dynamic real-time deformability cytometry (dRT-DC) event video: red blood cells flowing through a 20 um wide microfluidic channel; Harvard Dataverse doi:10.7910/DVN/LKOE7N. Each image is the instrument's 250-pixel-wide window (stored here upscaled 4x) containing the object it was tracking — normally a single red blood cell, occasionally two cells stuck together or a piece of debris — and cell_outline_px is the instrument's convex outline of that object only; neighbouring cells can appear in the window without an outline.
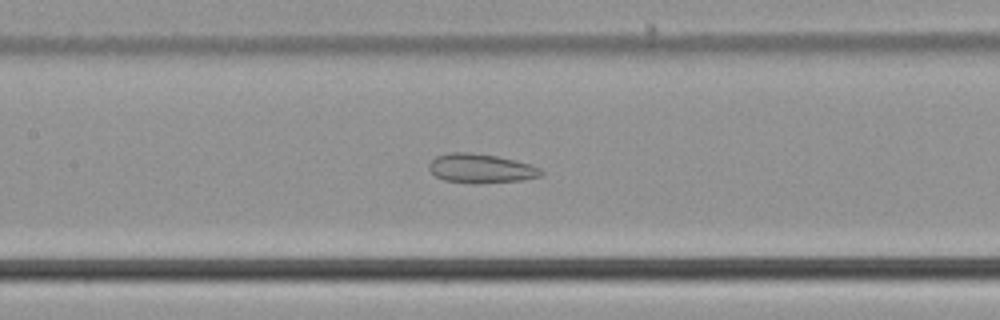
{"species": "common noctule bat (a hibernating species)", "species_latin": "Nyctalus noctula", "temperature_condition": "cold", "stored_images_in_passage": 45, "camera_frame_rate_fps": 3000, "um_per_image_px": 0.085, "animal": {"sex": "male", "body_mass_g": 21.5, "forearm_length_mm": 52.0}, "frame": {"image": 1, "passage_image": 16, "time_ms": 5.0, "image_size_px": [1000, 320], "cell_outline_px": [[544, 176], [520, 180], [476, 184], [472, 184], [444, 180], [436, 176], [428, 168], [428, 164], [436, 156], [452, 152], [468, 152], [496, 156], [516, 160], [540, 168], [544, 172]], "centroid_in_image_um": [40.88, 14.32], "position_along_channel_um": 166.5, "area_um2": 19.13}}
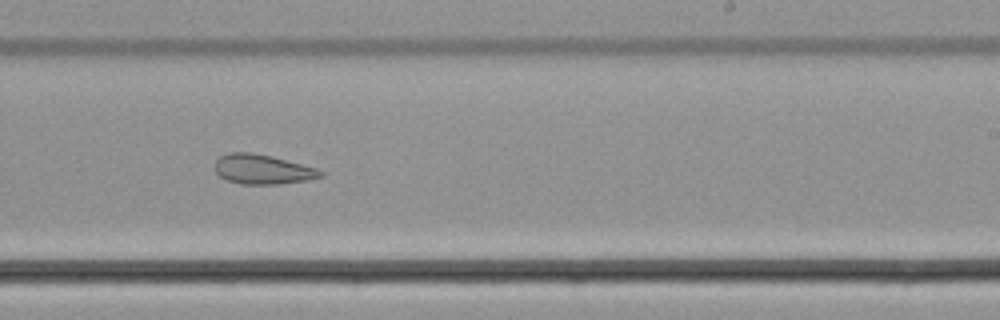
{"frame": {"image": 2, "passage_image": 24, "time_ms": 7.667, "image_size_px": [1000, 320], "cell_outline_px": [[324, 176], [308, 180], [280, 184], [240, 184], [228, 180], [220, 176], [216, 172], [216, 160], [220, 156], [228, 152], [252, 152], [272, 156], [316, 168], [324, 172]], "centroid_in_image_um": [22.33, 14.39], "position_along_channel_um": 266.7, "area_um2": 18.26}}
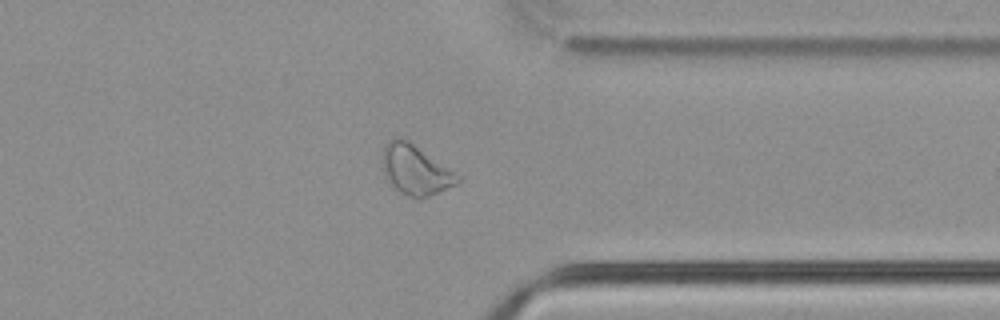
{"frame": {"image": 3, "passage_image": 33, "time_ms": 10.667, "image_size_px": [1000, 320], "cell_outline_px": [[460, 180], [456, 184], [420, 200], [416, 200], [400, 192], [384, 176], [380, 160], [384, 144], [388, 140], [396, 136], [400, 136], [408, 140], [460, 176]], "centroid_in_image_um": [35.24, 14.42], "position_along_channel_um": 376.2, "area_um2": 22.02}, "authors_computed_cell_mechanics": {"area_um2": 22.0218, "velocity_mm_per_s": 3.7731, "shape_relaxation_time_tau1_ms": null, "shape_relaxation_time_tau2_ms": 2.0247, "deformation_change_tau1": null, "deformation_change_tau2": 0.0931}}